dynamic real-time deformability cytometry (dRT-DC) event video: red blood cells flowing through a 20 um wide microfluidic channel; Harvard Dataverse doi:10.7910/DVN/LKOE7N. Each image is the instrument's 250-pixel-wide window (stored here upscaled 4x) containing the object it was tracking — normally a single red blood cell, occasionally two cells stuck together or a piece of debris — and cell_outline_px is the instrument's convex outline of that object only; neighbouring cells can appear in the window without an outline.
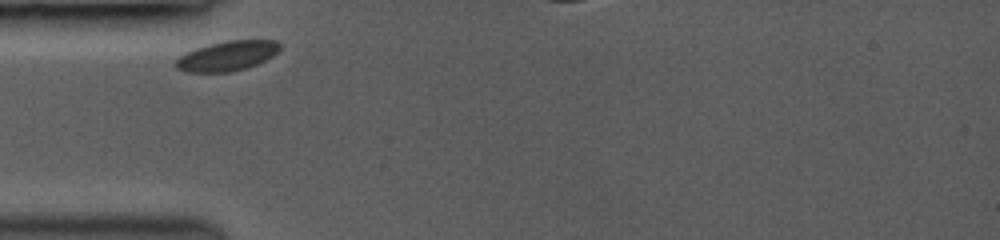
{"species": "common noctule bat (a hibernating species)", "species_latin": "Nyctalus noctula", "temperature_condition": "room temperature", "stored_images_in_passage": 4, "segment_of_instrument_passage": [1, 2], "camera_frame_rate_fps": 3000, "um_per_image_px": 0.085, "animal": {"sex": "female", "body_mass_g": 19.0, "forearm_length_mm": 53.3}, "frame": {"image": 1, "passage_image": 1, "time_ms": 0.0, "image_size_px": [1000, 240], "cell_outline_px": [[280, 48], [272, 56], [256, 64], [244, 68], [228, 72], [184, 72], [176, 68], [176, 60], [180, 56], [196, 48], [208, 44], [228, 40], [276, 40], [280, 44]], "centroid_in_image_um": [19.29, 4.74], "position_along_channel_um": 65.7, "area_um2": 17.86}}
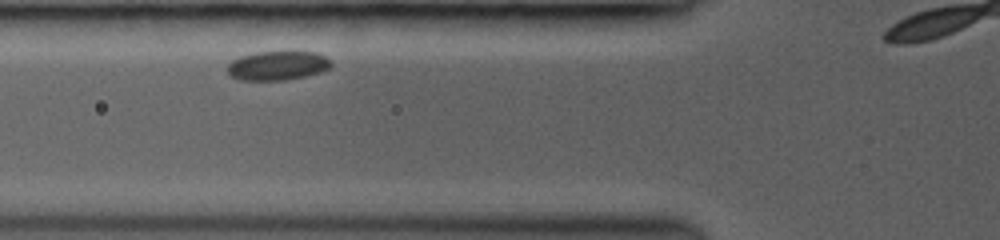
{"frame": {"image": 2, "passage_image": 2, "time_ms": 1.0, "image_size_px": [1000, 240], "cell_outline_px": [[332, 64], [328, 68], [320, 72], [304, 76], [284, 80], [240, 80], [232, 76], [228, 72], [228, 64], [232, 60], [240, 56], [256, 52], [316, 52], [332, 60]], "centroid_in_image_um": [23.59, 5.57], "position_along_channel_um": 102.2, "area_um2": 17.46}}
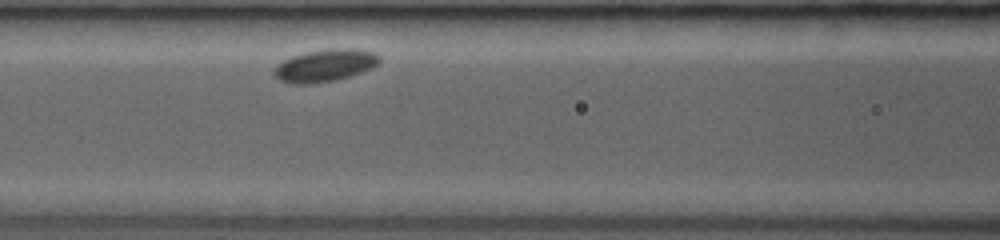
{"frame": {"image": 3, "passage_image": 3, "time_ms": 2.0, "image_size_px": [1000, 240], "cell_outline_px": [[380, 60], [372, 68], [348, 76], [332, 80], [312, 84], [292, 84], [280, 80], [272, 72], [276, 64], [292, 56], [304, 52], [328, 48], [356, 48], [376, 52], [380, 56]], "centroid_in_image_um": [27.61, 5.54], "position_along_channel_um": 139.0, "area_um2": 19.94}}